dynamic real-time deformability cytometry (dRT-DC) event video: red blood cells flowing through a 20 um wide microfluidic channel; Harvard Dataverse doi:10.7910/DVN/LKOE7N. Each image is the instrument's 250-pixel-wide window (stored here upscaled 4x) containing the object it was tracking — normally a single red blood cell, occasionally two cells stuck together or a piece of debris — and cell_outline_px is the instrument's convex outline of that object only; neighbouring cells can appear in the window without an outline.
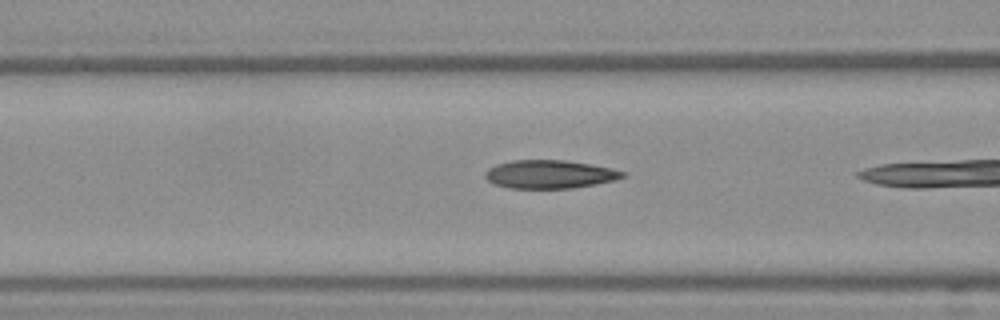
{"species": "Egyptian fruit bat (a non-hibernating species)", "species_latin": "Rousettus aegyptiacus", "temperature_condition": "warm", "stored_images_in_passage": 16, "camera_frame_rate_fps": 3000, "um_per_image_px": 0.085, "frame": {"image": 1, "passage_image": 15, "time_ms": 4.667, "image_size_px": [1000, 320], "cell_outline_px": [[624, 176], [612, 180], [596, 184], [572, 188], [508, 188], [496, 184], [488, 180], [484, 176], [484, 172], [488, 168], [496, 164], [512, 160], [564, 160], [612, 168], [624, 172]], "centroid_in_image_um": [46.66, 14.81], "position_along_channel_um": 119.9, "area_um2": 22.48}}